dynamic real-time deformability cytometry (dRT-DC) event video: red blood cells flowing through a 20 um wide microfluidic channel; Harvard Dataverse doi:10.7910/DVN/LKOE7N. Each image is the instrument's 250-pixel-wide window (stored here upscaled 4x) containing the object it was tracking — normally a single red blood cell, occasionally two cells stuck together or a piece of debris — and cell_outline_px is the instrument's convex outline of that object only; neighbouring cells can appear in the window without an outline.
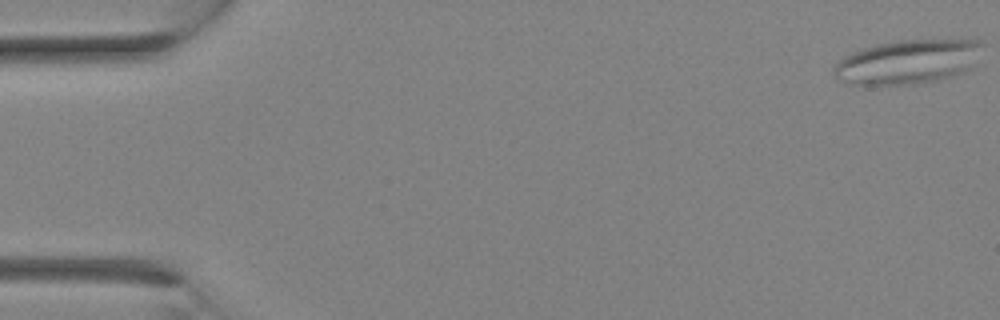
{"species": "Egyptian fruit bat (a non-hibernating species)", "species_latin": "Rousettus aegyptiacus", "temperature_condition": "room temperature", "stored_images_in_passage": 8, "camera_frame_rate_fps": 3000, "um_per_image_px": 0.085, "animal": {"sex": "female"}, "frame": {"image": 1, "passage_image": 1, "time_ms": 0.0, "image_size_px": [1000, 320], "cell_outline_px": [[984, 44], [968, 68], [964, 72], [952, 76], [936, 80], [912, 84], [844, 84], [836, 80], [832, 76], [832, 68], [836, 60], [852, 52], [876, 44], [896, 40], [944, 36], [976, 36], [984, 40]], "centroid_in_image_um": [77.2, 5.17], "position_along_channel_um": 7.8, "area_um2": 40.0}}